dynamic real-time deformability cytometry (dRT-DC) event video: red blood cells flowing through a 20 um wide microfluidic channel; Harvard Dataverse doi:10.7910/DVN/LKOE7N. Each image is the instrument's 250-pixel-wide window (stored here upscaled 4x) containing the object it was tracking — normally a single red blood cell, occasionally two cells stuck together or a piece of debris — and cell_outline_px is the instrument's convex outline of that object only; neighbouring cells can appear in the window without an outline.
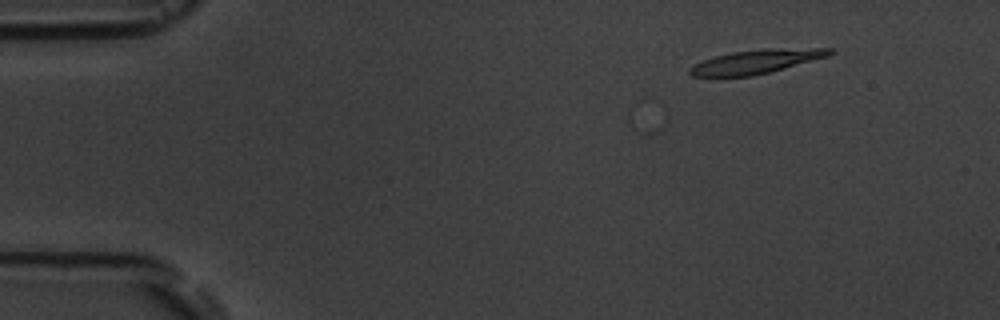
{"species": "common noctule bat (a hibernating species)", "species_latin": "Nyctalus noctula", "temperature_condition": "room temperature", "stored_images_in_passage": 4, "camera_frame_rate_fps": 3000, "um_per_image_px": 0.085, "animal": {"sex": "male", "body_mass_g": 19.5, "forearm_length_mm": 54.6}, "frame": {"image": 1, "passage_image": 4, "time_ms": 3.333, "image_size_px": [1000, 320], "cell_outline_px": [[836, 52], [828, 56], [768, 72], [752, 76], [692, 76], [688, 72], [688, 68], [704, 60], [716, 56], [732, 52], [768, 48], [832, 48]], "centroid_in_image_um": [64.3, 5.22], "position_along_channel_um": 20.7, "area_um2": 19.19}}